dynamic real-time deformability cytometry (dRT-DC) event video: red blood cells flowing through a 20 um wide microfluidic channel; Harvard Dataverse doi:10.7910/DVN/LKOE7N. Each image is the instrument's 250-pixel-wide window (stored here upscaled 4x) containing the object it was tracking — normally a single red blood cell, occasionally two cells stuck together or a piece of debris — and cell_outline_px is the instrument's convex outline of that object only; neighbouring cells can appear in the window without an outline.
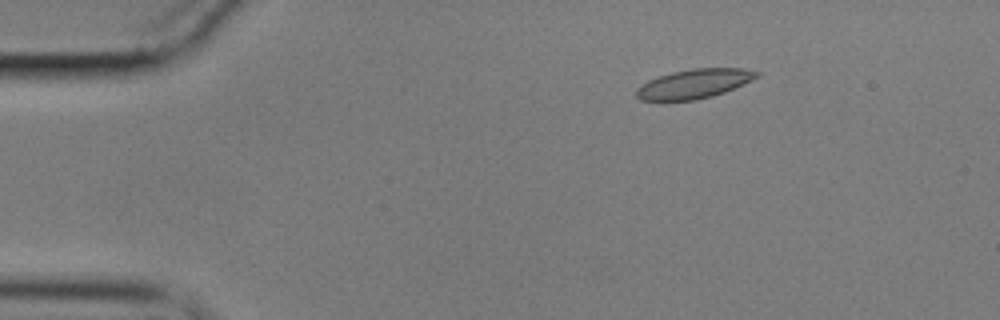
{"species": "common noctule bat (a hibernating species)", "species_latin": "Nyctalus noctula", "temperature_condition": "cold", "stored_images_in_passage": 58, "camera_frame_rate_fps": 3000, "um_per_image_px": 0.085, "animal": {"sex": "male", "body_mass_g": 17.9}, "frame": {"image": 1, "passage_image": 9, "time_ms": 2.667, "image_size_px": [1000, 320], "cell_outline_px": [[760, 76], [724, 92], [712, 96], [692, 100], [640, 100], [636, 96], [636, 88], [648, 80], [672, 72], [692, 68], [740, 68], [760, 72]], "centroid_in_image_um": [58.99, 7.11], "position_along_channel_um": 26.0, "area_um2": 20.29}}
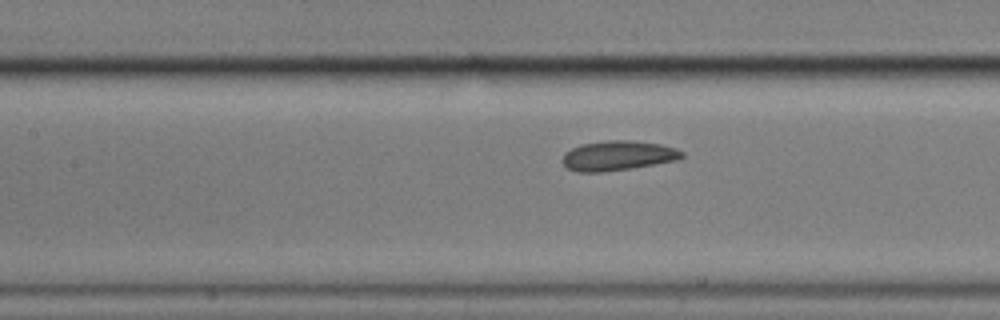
{"frame": {"image": 2, "passage_image": 26, "time_ms": 8.333, "image_size_px": [1000, 320], "cell_outline_px": [[684, 156], [680, 160], [632, 168], [604, 172], [576, 172], [568, 168], [560, 160], [564, 152], [580, 144], [608, 140], [632, 140], [660, 144], [676, 148], [684, 152]], "centroid_in_image_um": [52.52, 13.23], "position_along_channel_um": 154.9, "area_um2": 21.04}}
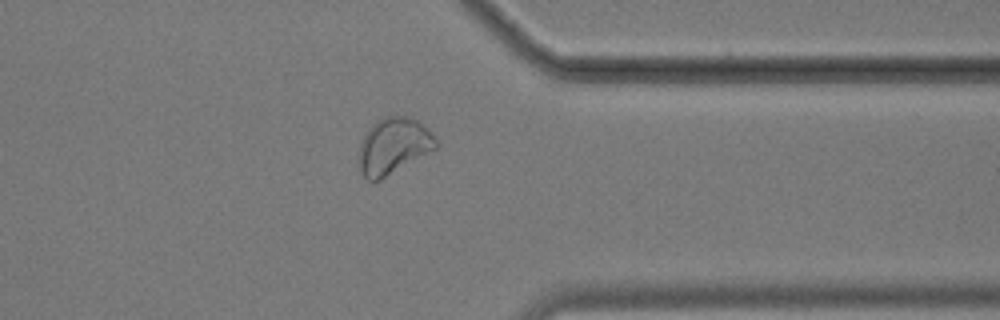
{"frame": {"image": 3, "passage_image": 46, "time_ms": 15.0, "image_size_px": [1000, 320], "cell_outline_px": [[440, 144], [436, 148], [380, 180], [368, 180], [364, 176], [360, 168], [356, 156], [364, 132], [376, 120], [388, 116], [408, 116], [416, 120], [428, 128]], "centroid_in_image_um": [33.41, 12.39], "position_along_channel_um": 378.0, "area_um2": 25.37}, "authors_computed_cell_mechanics": {"area_um2": 20.9814, "velocity_mm_per_s": 3.434, "shape_relaxation_time_tau1_ms": null, "shape_relaxation_time_tau2_ms": 1.8588, "deformation_change_tau1": null, "deformation_change_tau2": 0.0579}}